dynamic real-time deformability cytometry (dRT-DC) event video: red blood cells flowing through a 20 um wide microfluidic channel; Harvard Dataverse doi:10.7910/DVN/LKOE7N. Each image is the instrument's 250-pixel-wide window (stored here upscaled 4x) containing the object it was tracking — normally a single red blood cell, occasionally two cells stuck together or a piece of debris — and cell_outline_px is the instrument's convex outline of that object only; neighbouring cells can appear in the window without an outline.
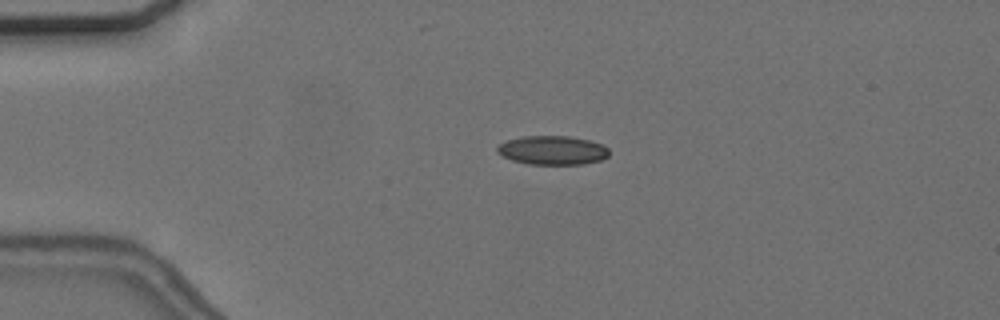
{"species": "common noctule bat (a hibernating species)", "species_latin": "Nyctalus noctula", "temperature_condition": "cold", "stored_images_in_passage": 52, "camera_frame_rate_fps": 3000, "um_per_image_px": 0.085, "animal": {"sex": "female", "body_mass_g": 24.6, "forearm_length_mm": 56.2}, "frame": {"image": 1, "passage_image": 9, "time_ms": 2.667, "image_size_px": [1000, 320], "cell_outline_px": [[608, 156], [600, 160], [584, 164], [528, 164], [512, 160], [496, 152], [496, 148], [500, 144], [508, 140], [524, 136], [568, 136], [588, 140], [600, 144], [608, 148]], "centroid_in_image_um": [46.95, 12.77], "position_along_channel_um": 38.1, "area_um2": 18.67}}
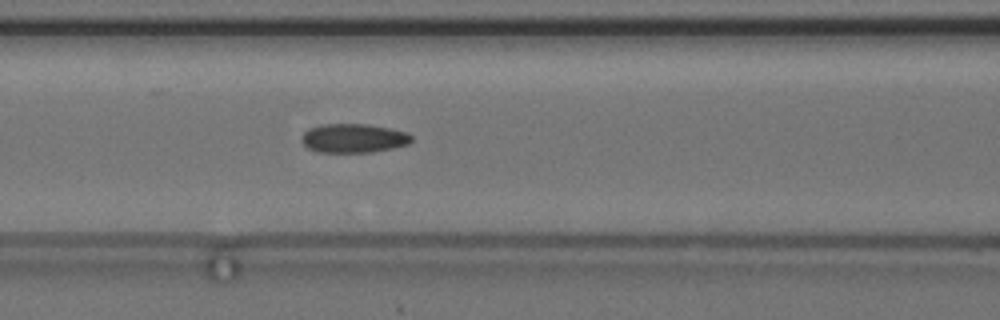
{"frame": {"image": 2, "passage_image": 20, "time_ms": 6.333, "image_size_px": [1000, 320], "cell_outline_px": [[412, 140], [408, 144], [392, 148], [372, 152], [316, 152], [308, 148], [300, 140], [304, 132], [308, 128], [320, 124], [368, 124], [392, 128], [408, 132], [412, 136]], "centroid_in_image_um": [30.05, 11.74], "position_along_channel_um": 136.6, "area_um2": 18.79}}
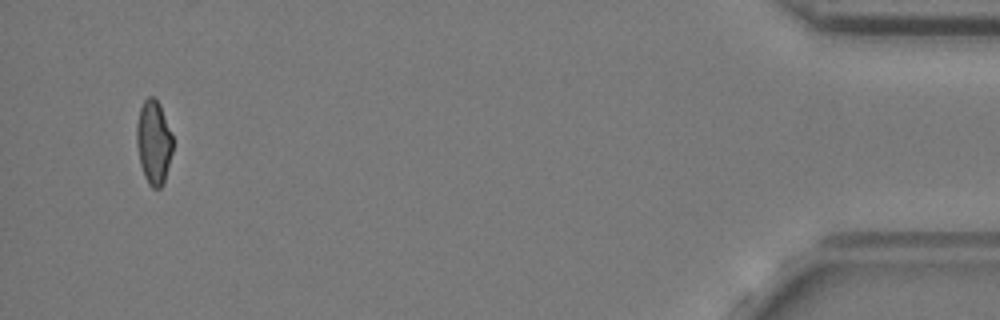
{"frame": {"image": 3, "passage_image": 50, "time_ms": 16.333, "image_size_px": [1000, 320], "cell_outline_px": [[172, 152], [164, 184], [160, 188], [152, 188], [148, 184], [144, 176], [140, 164], [136, 144], [136, 124], [140, 108], [144, 100], [148, 96], [152, 96], [160, 104], [172, 136]], "centroid_in_image_um": [13.05, 12.11], "position_along_channel_um": 422.2, "area_um2": 17.74}, "authors_computed_cell_mechanics": {"area_um2": 18.4382, "velocity_mm_per_s": 3.6489, "shape_relaxation_time_tau1_ms": null, "shape_relaxation_time_tau2_ms": 2.2588, "deformation_change_tau1": null, "deformation_change_tau2": 0.0655}}